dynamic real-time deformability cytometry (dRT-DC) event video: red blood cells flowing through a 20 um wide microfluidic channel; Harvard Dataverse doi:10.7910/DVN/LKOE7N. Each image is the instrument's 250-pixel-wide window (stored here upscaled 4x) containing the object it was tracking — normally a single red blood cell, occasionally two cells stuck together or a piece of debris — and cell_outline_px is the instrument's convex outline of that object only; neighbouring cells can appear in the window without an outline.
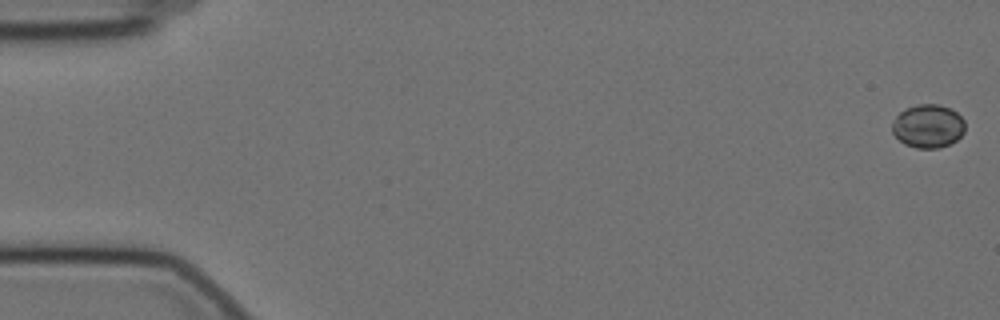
{"species": "Egyptian fruit bat (a non-hibernating species)", "species_latin": "Rousettus aegyptiacus", "temperature_condition": "cold", "stored_images_in_passage": 23, "camera_frame_rate_fps": 3000, "um_per_image_px": 0.085, "animal": {"sex": "female"}, "frame": {"image": 1, "passage_image": 1, "time_ms": 0.0, "image_size_px": [1000, 320], "cell_outline_px": [[964, 132], [956, 140], [948, 144], [936, 148], [916, 148], [904, 144], [892, 132], [892, 124], [896, 116], [900, 112], [916, 104], [940, 104], [956, 112], [964, 120]], "centroid_in_image_um": [78.87, 10.72], "position_along_channel_um": 6.1, "area_um2": 18.26}}
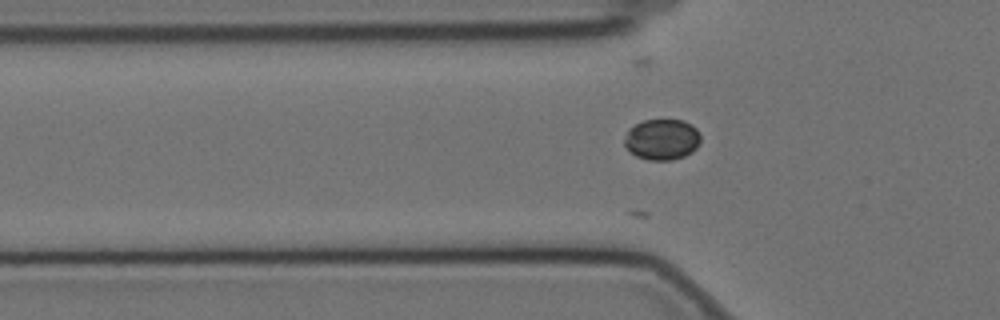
{"frame": {"image": 2, "passage_image": 19, "time_ms": 6.0, "image_size_px": [1000, 320], "cell_outline_px": [[700, 144], [692, 152], [684, 156], [672, 160], [648, 160], [636, 156], [628, 152], [624, 144], [624, 140], [628, 128], [644, 120], [684, 120], [692, 124], [700, 132]], "centroid_in_image_um": [56.27, 11.85], "position_along_channel_um": 69.5, "area_um2": 18.44}}